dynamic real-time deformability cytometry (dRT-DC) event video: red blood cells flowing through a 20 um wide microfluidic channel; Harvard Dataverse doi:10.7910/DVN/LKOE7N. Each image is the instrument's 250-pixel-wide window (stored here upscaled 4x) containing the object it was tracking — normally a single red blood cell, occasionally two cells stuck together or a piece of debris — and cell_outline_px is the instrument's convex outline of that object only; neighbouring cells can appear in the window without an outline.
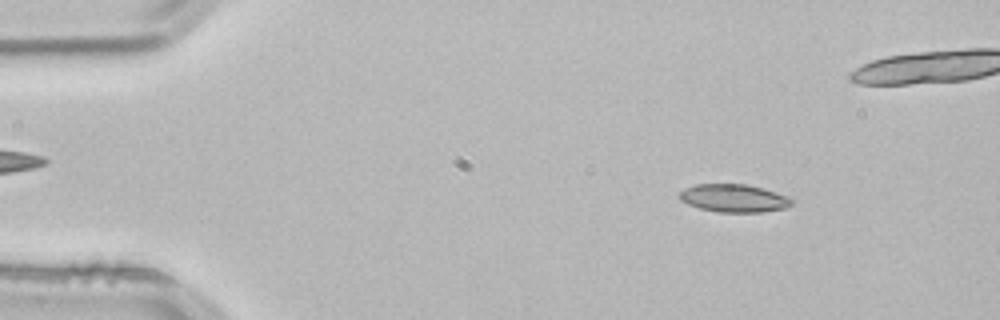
{"species": "common noctule bat (a hibernating species)", "species_latin": "Nyctalus noctula", "temperature_condition": "room temperature", "stored_images_in_passage": 55, "camera_frame_rate_fps": 3000, "um_per_image_px": 0.085, "animal": {"sex": "male", "body_mass_g": 21.5, "forearm_length_mm": 52.0}, "frame": {"image": 1, "passage_image": 8, "time_ms": 2.333, "image_size_px": [1000, 320], "cell_outline_px": [[796, 200], [792, 204], [784, 208], [764, 212], [716, 212], [700, 208], [688, 204], [680, 200], [680, 192], [684, 188], [696, 184], [744, 184], [760, 188]], "centroid_in_image_um": [62.34, 16.85], "position_along_channel_um": 22.7, "area_um2": 18.03}}
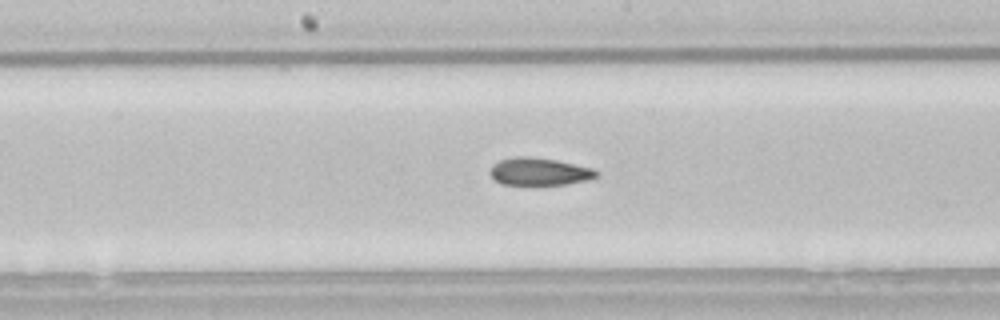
{"frame": {"image": 2, "passage_image": 28, "time_ms": 9.0, "image_size_px": [1000, 320], "cell_outline_px": [[600, 176], [588, 180], [564, 184], [500, 184], [488, 172], [492, 164], [500, 160], [516, 156], [528, 156], [556, 160], [592, 168], [600, 172]], "centroid_in_image_um": [45.85, 14.57], "position_along_channel_um": 202.4, "area_um2": 17.05}}
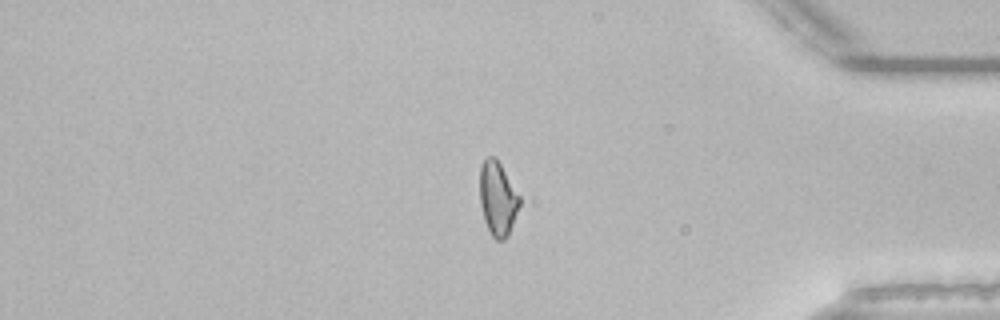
{"frame": {"image": 3, "passage_image": 45, "time_ms": 14.667, "image_size_px": [1000, 320], "cell_outline_px": [[520, 204], [508, 236], [504, 240], [496, 240], [492, 236], [484, 220], [480, 204], [480, 164], [488, 156], [496, 156], [520, 196]], "centroid_in_image_um": [42.3, 16.86], "position_along_channel_um": 392.9, "area_um2": 17.22}, "authors_computed_cell_mechanics": {"area_um2": 17.8602, "velocity_mm_per_s": 3.8439, "shape_relaxation_time_tau1_ms": null, "shape_relaxation_time_tau2_ms": 3.738, "deformation_change_tau1": null, "deformation_change_tau2": 0.1064}}